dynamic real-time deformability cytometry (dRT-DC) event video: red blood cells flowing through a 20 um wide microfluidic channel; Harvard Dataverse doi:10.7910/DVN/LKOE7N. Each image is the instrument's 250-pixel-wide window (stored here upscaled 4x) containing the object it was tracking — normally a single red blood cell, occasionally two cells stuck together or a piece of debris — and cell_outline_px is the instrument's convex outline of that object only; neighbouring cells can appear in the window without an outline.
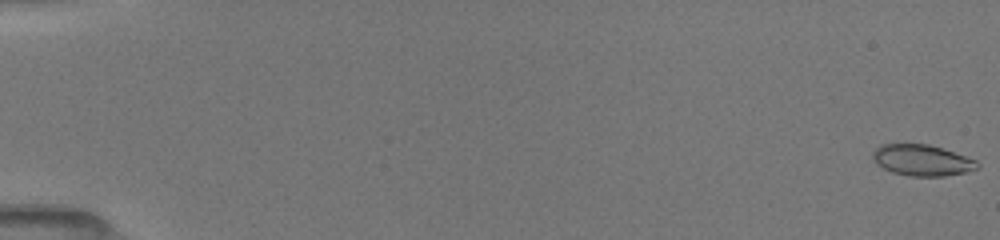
{"species": "common noctule bat (a hibernating species)", "species_latin": "Nyctalus noctula", "temperature_condition": "room temperature", "stored_images_in_passage": 7, "camera_frame_rate_fps": 3000, "um_per_image_px": 0.085, "animal": {"sex": "female", "body_mass_g": 19.5, "forearm_length_mm": 54.1}, "frame": {"image": 1, "passage_image": 1, "time_ms": 0.0, "image_size_px": [1000, 240], "cell_outline_px": [[980, 168], [964, 172], [944, 176], [908, 176], [892, 172], [884, 168], [872, 156], [872, 152], [880, 144], [928, 144], [976, 160], [980, 164]], "centroid_in_image_um": [78.38, 13.62], "position_along_channel_um": 6.6, "area_um2": 18.67}}
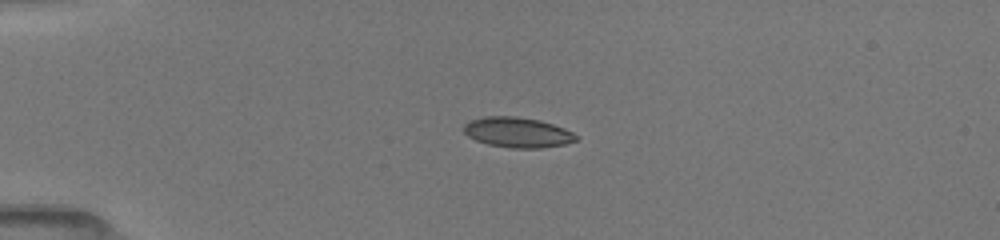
{"frame": {"image": 2, "passage_image": 6, "time_ms": 4.333, "image_size_px": [1000, 240], "cell_outline_px": [[580, 136], [576, 140], [564, 144], [540, 148], [512, 148], [488, 144], [476, 140], [468, 136], [464, 132], [464, 124], [472, 120], [488, 116], [512, 116], [540, 120], [564, 128]], "centroid_in_image_um": [44.01, 11.25], "position_along_channel_um": 41.0, "area_um2": 19.59}}